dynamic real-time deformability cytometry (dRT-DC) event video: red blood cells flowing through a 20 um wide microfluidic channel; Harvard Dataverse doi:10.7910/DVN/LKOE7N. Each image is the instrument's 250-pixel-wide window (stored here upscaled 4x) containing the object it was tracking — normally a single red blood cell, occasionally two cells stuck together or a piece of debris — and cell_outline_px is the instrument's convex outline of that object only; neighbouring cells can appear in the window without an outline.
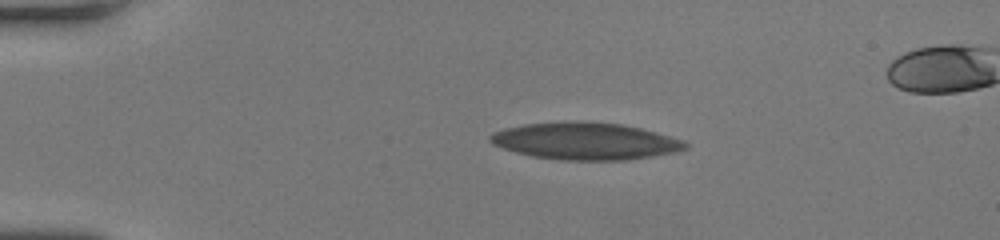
{"species": "human", "species_latin": "Homo sapiens", "temperature_condition": "room temperature", "stored_images_in_passage": 40, "camera_frame_rate_fps": 3000, "um_per_image_px": 0.085, "donor": {"sex": "female"}, "frame": {"image": 1, "passage_image": 1, "time_ms": 0.0, "image_size_px": [1000, 240], "cell_outline_px": [[688, 148], [676, 152], [628, 160], [560, 160], [532, 156], [516, 152], [492, 144], [488, 140], [488, 136], [492, 132], [504, 128], [524, 124], [576, 120], [580, 120], [624, 124], [656, 132], [684, 140], [688, 144]], "centroid_in_image_um": [49.75, 11.98], "position_along_channel_um": 35.3, "area_um2": 42.6}}
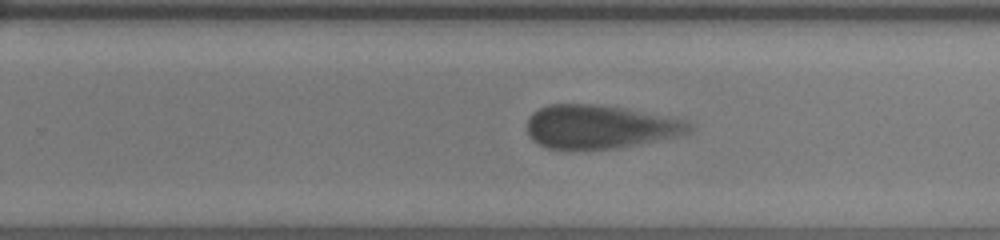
{"frame": {"image": 2, "passage_image": 23, "time_ms": 7.333, "image_size_px": [1000, 240], "cell_outline_px": [[692, 128], [684, 132], [672, 136], [640, 144], [616, 148], [544, 148], [532, 140], [528, 136], [528, 116], [532, 112], [548, 104], [596, 104], [624, 108], [688, 120]], "centroid_in_image_um": [50.92, 10.76], "position_along_channel_um": 278.9, "area_um2": 40.69}}
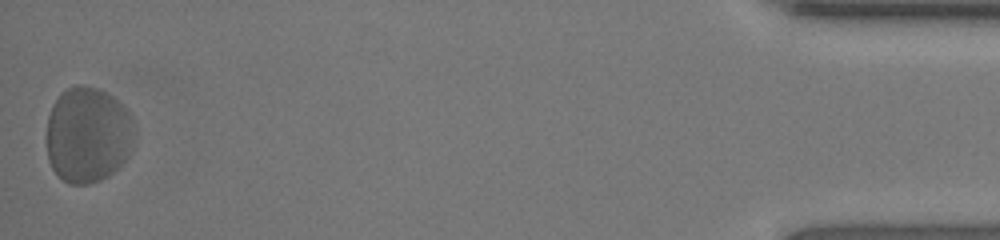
{"frame": {"image": 3, "passage_image": 40, "time_ms": 13.0, "image_size_px": [1000, 240], "cell_outline_px": [[136, 140], [128, 156], [108, 176], [100, 180], [88, 184], [68, 184], [60, 180], [52, 168], [48, 160], [48, 116], [52, 104], [60, 92], [76, 84], [80, 84], [96, 88], [112, 96], [128, 112], [132, 120]], "centroid_in_image_um": [7.46, 11.47], "position_along_channel_um": 427.7, "area_um2": 49.36}, "authors_computed_cell_mechanics": {"area_um2": 42.6853, "velocity_mm_per_s": 4.1479, "shape_relaxation_time_tau1_ms": 2.243, "shape_relaxation_time_tau2_ms": 1.1306, "deformation_change_tau1": 0.1167, "deformation_change_tau2": 0.084}}